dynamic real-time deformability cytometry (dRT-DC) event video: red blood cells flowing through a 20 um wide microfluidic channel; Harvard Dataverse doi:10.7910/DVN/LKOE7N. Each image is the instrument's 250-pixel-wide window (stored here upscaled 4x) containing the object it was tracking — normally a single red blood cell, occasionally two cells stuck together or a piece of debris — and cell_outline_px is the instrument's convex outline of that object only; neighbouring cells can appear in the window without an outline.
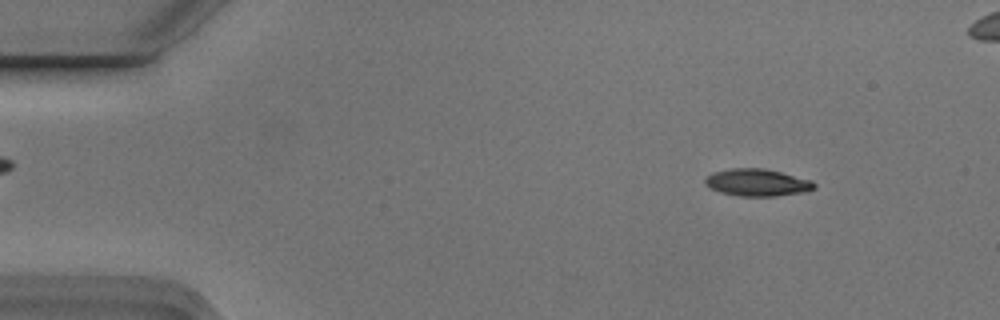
{"species": "Egyptian fruit bat (a non-hibernating species)", "species_latin": "Rousettus aegyptiacus", "temperature_condition": "cold", "stored_images_in_passage": 4, "camera_frame_rate_fps": 3000, "um_per_image_px": 0.085, "animal": {"sex": "male"}, "frame": {"image": 1, "passage_image": 1, "time_ms": 0.0, "image_size_px": [1000, 320], "cell_outline_px": [[816, 188], [804, 192], [776, 196], [740, 196], [720, 192], [708, 188], [704, 184], [704, 180], [712, 172], [732, 168], [764, 168], [812, 180], [816, 184]], "centroid_in_image_um": [64.35, 15.51], "position_along_channel_um": 20.7, "area_um2": 17.4}}
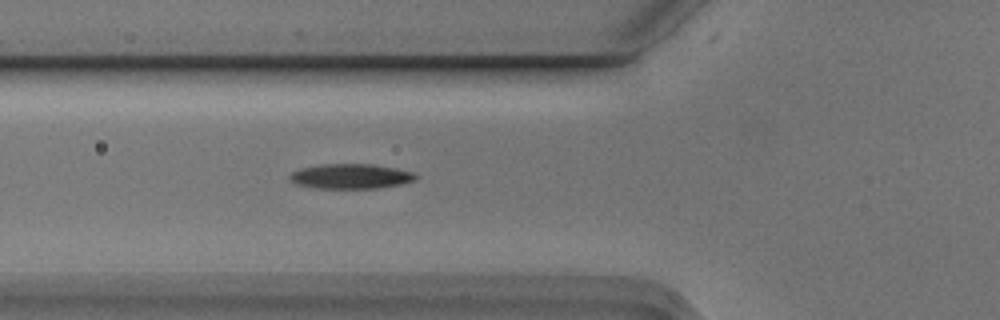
{"frame": {"image": 2, "passage_image": 4, "time_ms": 1.0, "image_size_px": [1000, 320], "cell_outline_px": [[420, 176], [416, 180], [404, 184], [380, 188], [312, 188], [296, 184], [288, 176], [292, 172], [300, 168], [320, 164], [372, 164], [396, 168], [412, 172]], "centroid_in_image_um": [29.85, 14.99], "position_along_channel_um": 95.9, "area_um2": 18.5}}